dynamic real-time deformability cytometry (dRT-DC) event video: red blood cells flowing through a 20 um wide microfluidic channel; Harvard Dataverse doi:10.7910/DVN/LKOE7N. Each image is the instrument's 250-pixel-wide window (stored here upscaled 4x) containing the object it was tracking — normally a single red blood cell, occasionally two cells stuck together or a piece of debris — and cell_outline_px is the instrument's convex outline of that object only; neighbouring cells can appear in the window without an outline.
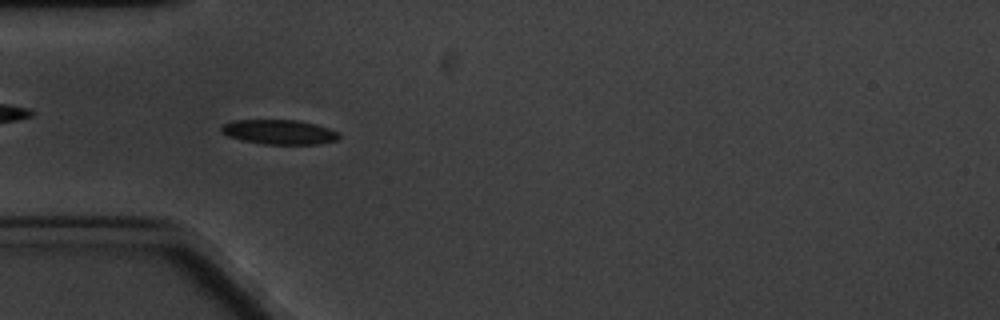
{"species": "common noctule bat (a hibernating species)", "species_latin": "Nyctalus noctula", "temperature_condition": "cold", "stored_images_in_passage": 5, "camera_frame_rate_fps": 3000, "um_per_image_px": 0.085, "animal": {"sex": "male", "body_mass_g": 20.1, "forearm_length_mm": 53.5}, "frame": {"image": 1, "passage_image": 4, "time_ms": 3.667, "image_size_px": [1000, 320], "cell_outline_px": [[340, 136], [336, 140], [320, 144], [264, 144], [240, 140], [228, 136], [220, 132], [220, 128], [224, 124], [236, 120], [296, 120], [316, 124], [328, 128], [336, 132]], "centroid_in_image_um": [23.7, 11.22], "position_along_channel_um": 61.3, "area_um2": 16.82}}